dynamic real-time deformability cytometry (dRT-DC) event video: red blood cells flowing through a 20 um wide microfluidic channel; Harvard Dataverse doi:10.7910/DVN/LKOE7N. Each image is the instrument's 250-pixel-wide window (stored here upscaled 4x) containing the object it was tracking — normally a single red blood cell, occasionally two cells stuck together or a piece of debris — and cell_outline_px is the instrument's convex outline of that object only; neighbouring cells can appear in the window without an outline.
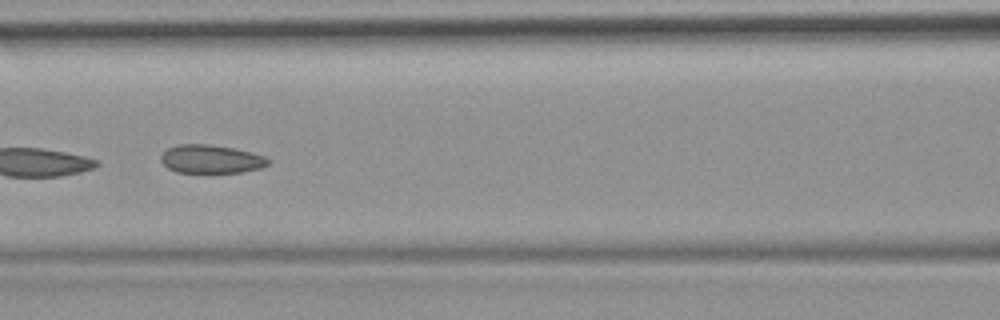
{"species": "common noctule bat (a hibernating species)", "species_latin": "Nyctalus noctula", "temperature_condition": "room temperature", "stored_images_in_passage": 8, "camera_frame_rate_fps": 3000, "um_per_image_px": 0.085, "animal": {"sex": "female", "body_mass_g": 19.9}, "frame": {"image": 1, "passage_image": 6, "time_ms": 6.0, "image_size_px": [1000, 320], "cell_outline_px": [[272, 160], [268, 164], [260, 168], [240, 172], [176, 172], [168, 168], [160, 160], [160, 156], [168, 148], [180, 144], [208, 144], [232, 148], [252, 152], [264, 156]], "centroid_in_image_um": [17.94, 13.52], "position_along_channel_um": 148.7, "area_um2": 17.63}}